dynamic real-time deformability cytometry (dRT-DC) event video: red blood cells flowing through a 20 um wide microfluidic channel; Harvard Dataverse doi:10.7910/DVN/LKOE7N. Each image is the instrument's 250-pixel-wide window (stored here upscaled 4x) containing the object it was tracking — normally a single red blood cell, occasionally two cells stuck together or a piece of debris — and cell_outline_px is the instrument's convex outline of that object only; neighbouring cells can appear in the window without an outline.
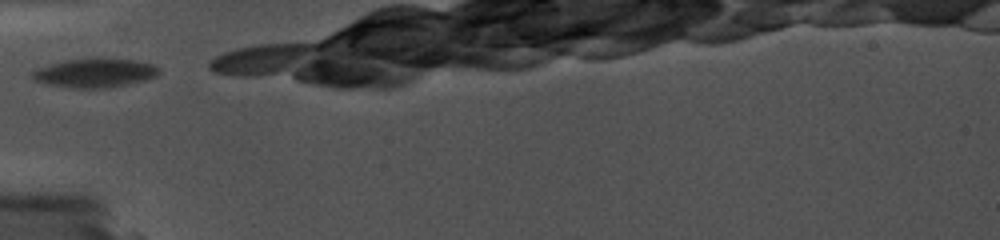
{"species": "common noctule bat (a hibernating species)", "species_latin": "Nyctalus noctula", "temperature_condition": "cold", "stored_images_in_passage": 18, "camera_frame_rate_fps": 5000, "um_per_image_px": 0.085, "animal": {"sex": "female", "body_mass_g": 19.0, "forearm_length_mm": 56.7}, "frame": {"image": 1, "passage_image": 1, "time_ms": 0.0, "image_size_px": [1000, 240], "cell_outline_px": [[160, 72], [156, 76], [128, 84], [108, 88], [72, 88], [48, 84], [32, 80], [28, 72], [36, 68], [64, 60], [136, 60], [152, 64], [160, 68]], "centroid_in_image_um": [7.99, 6.23], "position_along_channel_um": 77.0, "area_um2": 21.04}}